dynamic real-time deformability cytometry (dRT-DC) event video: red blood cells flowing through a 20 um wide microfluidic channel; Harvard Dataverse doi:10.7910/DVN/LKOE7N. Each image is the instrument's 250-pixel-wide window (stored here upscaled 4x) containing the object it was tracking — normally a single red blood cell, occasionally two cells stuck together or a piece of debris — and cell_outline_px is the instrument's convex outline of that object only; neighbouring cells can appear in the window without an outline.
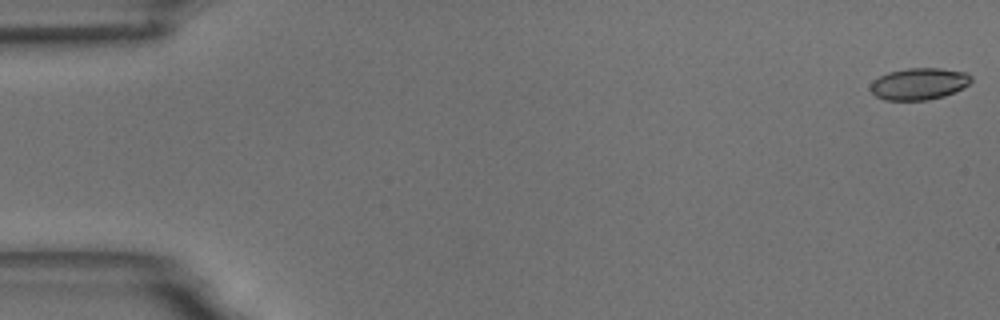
{"species": "common noctule bat (a hibernating species)", "species_latin": "Nyctalus noctula", "temperature_condition": "room temperature", "stored_images_in_passage": 56, "camera_frame_rate_fps": 3000, "um_per_image_px": 0.085, "animal": {"sex": "male", "body_mass_g": 18.8}, "frame": {"image": 1, "passage_image": 1, "time_ms": 0.0, "image_size_px": [1000, 320], "cell_outline_px": [[972, 80], [968, 84], [944, 96], [928, 100], [884, 100], [876, 96], [868, 88], [872, 80], [888, 72], [908, 68], [940, 68], [968, 72], [972, 76]], "centroid_in_image_um": [78.09, 7.12], "position_along_channel_um": 6.9, "area_um2": 18.73}}
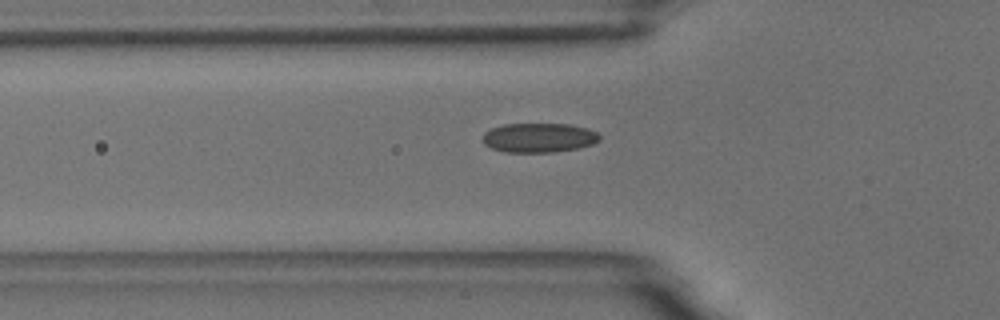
{"frame": {"image": 2, "passage_image": 19, "time_ms": 6.0, "image_size_px": [1000, 320], "cell_outline_px": [[600, 140], [592, 144], [576, 148], [552, 152], [504, 152], [492, 148], [484, 144], [480, 140], [484, 132], [492, 128], [504, 124], [568, 124], [588, 128], [596, 132], [600, 136]], "centroid_in_image_um": [45.77, 11.7], "position_along_channel_um": 80.0, "area_um2": 20.06}}
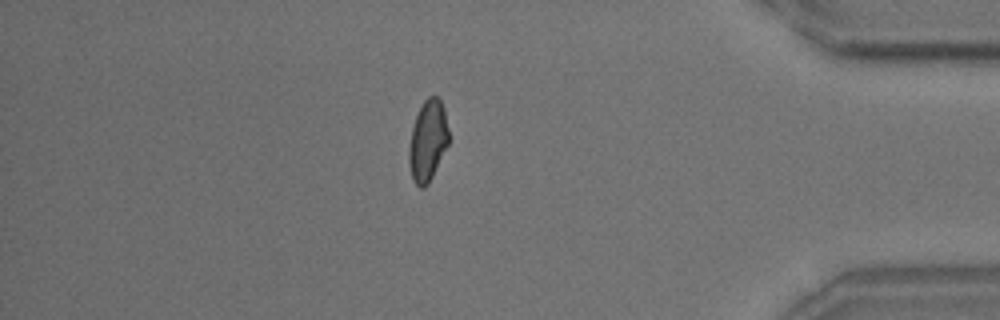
{"frame": {"image": 3, "passage_image": 48, "time_ms": 15.667, "image_size_px": [1000, 320], "cell_outline_px": [[448, 144], [428, 184], [424, 188], [420, 188], [412, 180], [408, 160], [408, 148], [412, 128], [416, 116], [424, 100], [428, 96], [436, 96], [440, 100], [444, 108], [448, 128]], "centroid_in_image_um": [36.34, 11.97], "position_along_channel_um": 398.9, "area_um2": 18.67}, "authors_computed_cell_mechanics": {"area_um2": 19.1318, "velocity_mm_per_s": 3.6476, "shape_relaxation_time_tau1_ms": 8.2317, "shape_relaxation_time_tau2_ms": 1.4396, "deformation_change_tau1": 0.1607, "deformation_change_tau2": 0.0625}}